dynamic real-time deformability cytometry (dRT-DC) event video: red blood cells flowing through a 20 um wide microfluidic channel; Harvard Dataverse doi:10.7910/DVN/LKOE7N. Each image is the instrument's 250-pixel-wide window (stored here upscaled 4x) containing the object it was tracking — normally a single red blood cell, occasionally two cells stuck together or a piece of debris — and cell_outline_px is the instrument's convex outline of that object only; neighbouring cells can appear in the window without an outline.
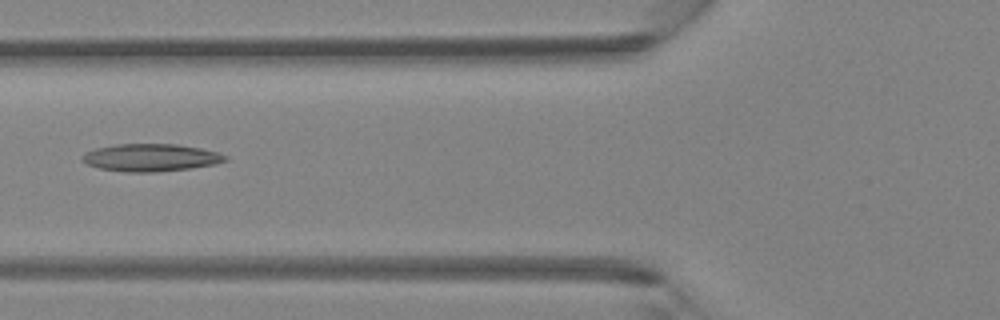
{"species": "Egyptian fruit bat (a non-hibernating species)", "species_latin": "Rousettus aegyptiacus", "temperature_condition": "room temperature", "stored_images_in_passage": 2, "camera_frame_rate_fps": 3000, "um_per_image_px": 0.085, "animal": {"sex": "female"}, "frame": {"image": 1, "passage_image": 2, "time_ms": 0.333, "image_size_px": [1000, 320], "cell_outline_px": [[228, 160], [216, 164], [188, 168], [156, 172], [124, 172], [100, 168], [88, 164], [80, 160], [80, 156], [84, 152], [96, 148], [116, 144], [176, 144], [200, 148], [216, 152], [228, 156]], "centroid_in_image_um": [12.78, 13.39], "position_along_channel_um": 113.0, "area_um2": 22.95}}